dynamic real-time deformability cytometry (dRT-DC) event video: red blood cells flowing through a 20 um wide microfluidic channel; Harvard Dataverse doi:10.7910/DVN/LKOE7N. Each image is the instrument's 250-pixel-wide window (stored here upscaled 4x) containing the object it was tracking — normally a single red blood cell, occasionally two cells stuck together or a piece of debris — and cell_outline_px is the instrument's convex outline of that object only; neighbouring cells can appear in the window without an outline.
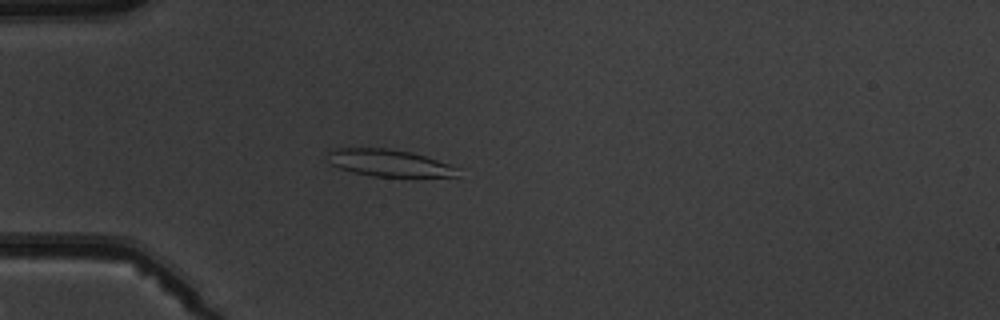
{"species": "common noctule bat (a hibernating species)", "species_latin": "Nyctalus noctula", "temperature_condition": "warm", "stored_images_in_passage": 5, "camera_frame_rate_fps": 3000, "um_per_image_px": 0.085, "animal": {"sex": "male", "body_mass_g": 19.5, "forearm_length_mm": 54.6}, "frame": {"image": 1, "passage_image": 5, "time_ms": 4.667, "image_size_px": [1000, 320], "cell_outline_px": [[460, 168], [456, 176], [412, 180], [372, 176], [352, 172], [328, 164], [324, 156], [332, 148], [388, 148], [408, 152], [424, 156]], "centroid_in_image_um": [33.07, 13.91], "position_along_channel_um": 51.9, "area_um2": 21.62}}